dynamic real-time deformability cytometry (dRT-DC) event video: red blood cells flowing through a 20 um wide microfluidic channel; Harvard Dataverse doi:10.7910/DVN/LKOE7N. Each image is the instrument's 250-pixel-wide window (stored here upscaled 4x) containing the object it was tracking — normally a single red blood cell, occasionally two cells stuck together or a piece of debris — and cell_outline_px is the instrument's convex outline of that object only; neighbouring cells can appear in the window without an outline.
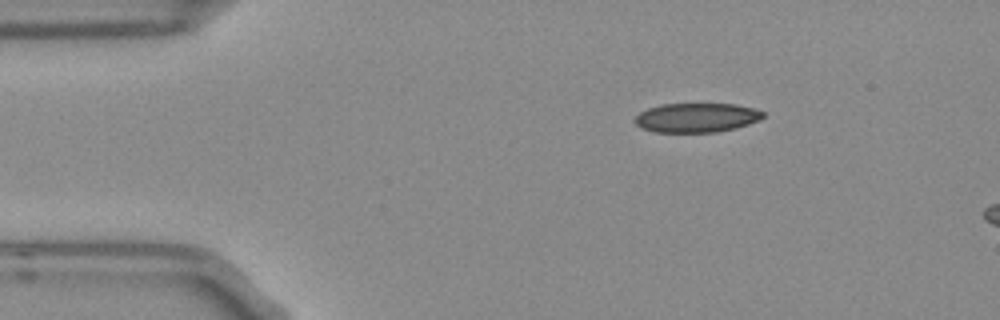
{"species": "Egyptian fruit bat (a non-hibernating species)", "species_latin": "Rousettus aegyptiacus", "temperature_condition": "room temperature", "stored_images_in_passage": 3, "camera_frame_rate_fps": 3000, "um_per_image_px": 0.085, "frame": {"image": 1, "passage_image": 1, "time_ms": 0.0, "image_size_px": [1000, 320], "cell_outline_px": [[764, 116], [760, 120], [736, 128], [716, 132], [656, 132], [640, 128], [636, 124], [636, 116], [640, 112], [648, 108], [660, 104], [736, 104], [752, 108], [764, 112]], "centroid_in_image_um": [59.21, 10.0], "position_along_channel_um": 25.8, "area_um2": 21.85}}